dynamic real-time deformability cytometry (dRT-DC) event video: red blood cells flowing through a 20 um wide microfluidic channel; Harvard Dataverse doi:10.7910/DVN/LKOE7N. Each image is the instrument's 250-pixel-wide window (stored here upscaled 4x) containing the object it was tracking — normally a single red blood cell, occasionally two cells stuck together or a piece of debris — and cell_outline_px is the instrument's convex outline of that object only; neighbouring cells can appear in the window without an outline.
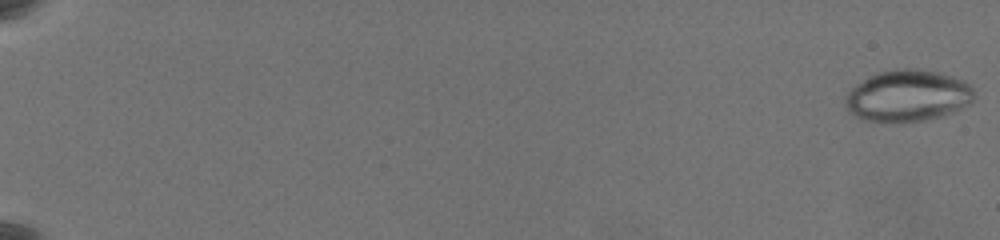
{"species": "common noctule bat (a hibernating species)", "species_latin": "Nyctalus noctula", "temperature_condition": "warm", "stored_images_in_passage": 63, "camera_frame_rate_fps": 3000, "um_per_image_px": 0.085, "animal": {"sex": "female", "body_mass_g": 19.5, "forearm_length_mm": 54.1}, "frame": {"image": 1, "passage_image": 1, "time_ms": 0.0, "image_size_px": [1000, 240], "cell_outline_px": [[976, 96], [968, 104], [952, 112], [940, 116], [924, 120], [904, 124], [892, 124], [864, 120], [848, 112], [844, 104], [844, 96], [856, 84], [880, 72], [896, 68], [916, 68], [940, 72], [964, 80], [972, 88]], "centroid_in_image_um": [77.13, 8.17], "position_along_channel_um": 7.9, "area_um2": 39.3}}
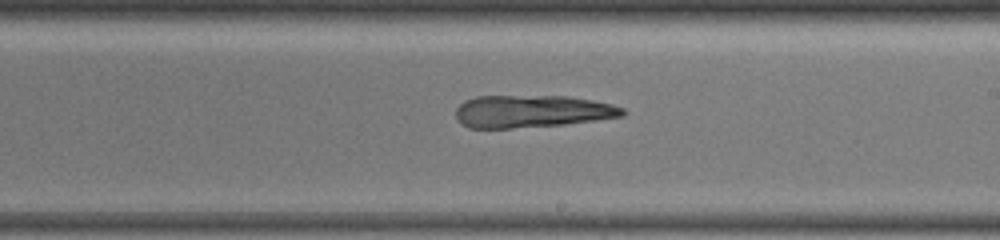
{"frame": {"image": 2, "passage_image": 41, "time_ms": 13.333, "image_size_px": [1000, 240], "cell_outline_px": [[628, 112], [624, 116], [596, 120], [564, 124], [512, 128], [468, 128], [460, 124], [456, 120], [456, 108], [464, 100], [476, 96], [568, 96], [592, 100], [612, 104], [624, 108]], "centroid_in_image_um": [45.2, 9.46], "position_along_channel_um": 243.8, "area_um2": 31.79}}
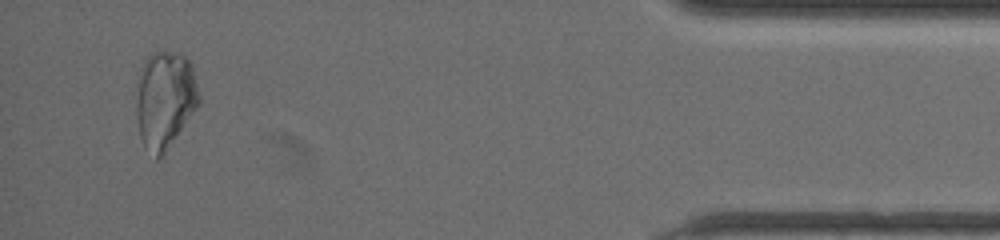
{"frame": {"image": 3, "passage_image": 61, "time_ms": 20.0, "image_size_px": [1000, 240], "cell_outline_px": [[200, 100], [196, 108], [164, 156], [160, 160], [156, 160], [144, 148], [140, 136], [136, 116], [136, 100], [140, 68], [144, 60], [152, 52], [168, 52], [184, 56], [188, 60], [192, 68], [200, 96]], "centroid_in_image_um": [13.99, 8.53], "position_along_channel_um": 421.2, "area_um2": 35.78}}